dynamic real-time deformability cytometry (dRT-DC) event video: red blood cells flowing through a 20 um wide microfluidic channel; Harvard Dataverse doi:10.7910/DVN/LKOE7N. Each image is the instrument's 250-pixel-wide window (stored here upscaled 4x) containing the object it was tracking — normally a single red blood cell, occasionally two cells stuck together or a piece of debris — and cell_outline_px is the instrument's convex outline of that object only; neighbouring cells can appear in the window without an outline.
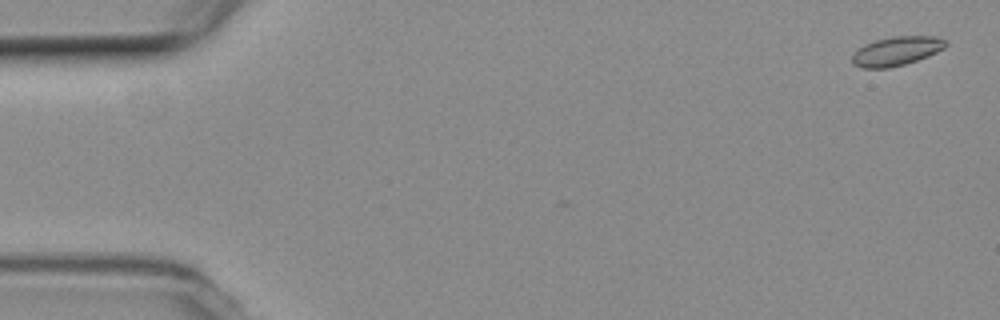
{"species": "common noctule bat (a hibernating species)", "species_latin": "Nyctalus noctula", "temperature_condition": "room temperature", "stored_images_in_passage": 7, "camera_frame_rate_fps": 3000, "um_per_image_px": 0.085, "animal": {"sex": "female", "body_mass_g": 19.3, "forearm_length_mm": 54.1}, "frame": {"image": 1, "passage_image": 2, "time_ms": 0.333, "image_size_px": [1000, 320], "cell_outline_px": [[948, 44], [944, 48], [928, 56], [904, 64], [888, 68], [864, 68], [852, 64], [852, 56], [864, 44], [876, 40], [896, 36], [936, 36], [948, 40]], "centroid_in_image_um": [76.24, 4.33], "position_along_channel_um": 8.8, "area_um2": 15.72}}